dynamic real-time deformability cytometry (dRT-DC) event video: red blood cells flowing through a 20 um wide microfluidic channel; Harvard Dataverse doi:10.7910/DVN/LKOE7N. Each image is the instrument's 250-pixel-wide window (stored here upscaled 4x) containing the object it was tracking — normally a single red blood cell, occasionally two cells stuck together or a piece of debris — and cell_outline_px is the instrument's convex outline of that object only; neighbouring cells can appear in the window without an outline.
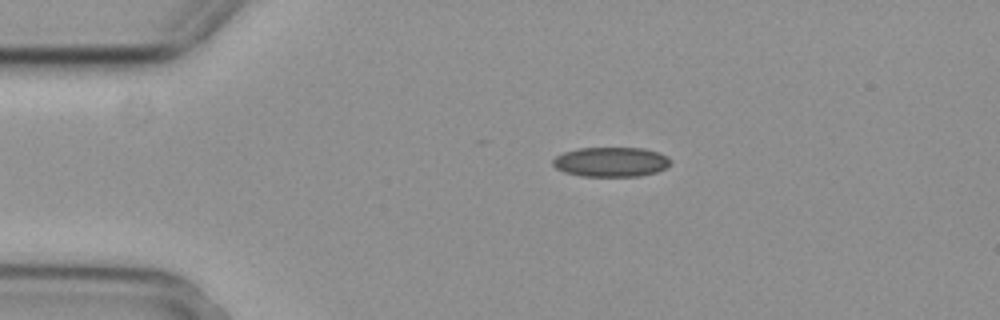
{"species": "common noctule bat (a hibernating species)", "species_latin": "Nyctalus noctula", "temperature_condition": "cold", "stored_images_in_passage": 2, "camera_frame_rate_fps": 3000, "um_per_image_px": 0.085, "animal": {"sex": "female", "body_mass_g": 29.2, "forearm_length_mm": 56.3}, "frame": {"image": 1, "passage_image": 1, "time_ms": 0.0, "image_size_px": [1000, 320], "cell_outline_px": [[672, 160], [664, 168], [656, 172], [640, 176], [580, 176], [564, 172], [556, 168], [552, 164], [552, 160], [556, 156], [564, 152], [580, 148], [644, 148], [660, 152], [668, 156]], "centroid_in_image_um": [51.94, 13.76], "position_along_channel_um": 33.1, "area_um2": 20.4}}